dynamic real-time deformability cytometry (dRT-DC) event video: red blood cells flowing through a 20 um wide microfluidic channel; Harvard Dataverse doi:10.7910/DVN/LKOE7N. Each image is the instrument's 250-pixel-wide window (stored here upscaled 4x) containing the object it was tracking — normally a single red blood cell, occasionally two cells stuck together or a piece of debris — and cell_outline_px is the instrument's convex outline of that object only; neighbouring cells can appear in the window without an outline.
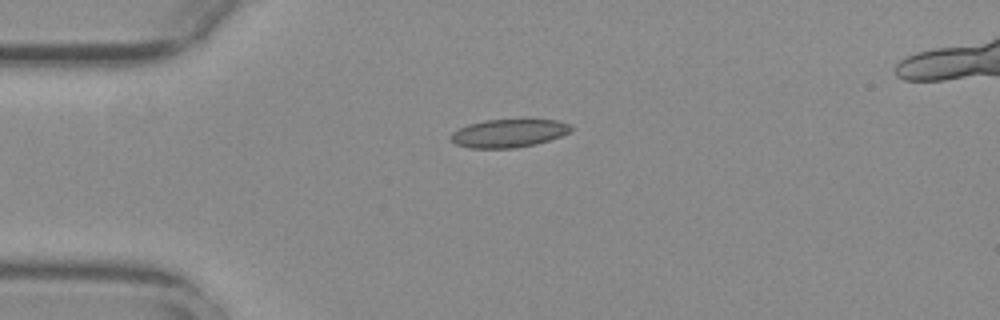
{"species": "common noctule bat (a hibernating species)", "species_latin": "Nyctalus noctula", "temperature_condition": "warm", "stored_images_in_passage": 42, "camera_frame_rate_fps": 3000, "um_per_image_px": 0.085, "animal": {"sex": "female", "body_mass_g": 29.2, "forearm_length_mm": 56.3}, "frame": {"image": 1, "passage_image": 1, "time_ms": 0.0, "image_size_px": [1000, 320], "cell_outline_px": [[572, 132], [536, 144], [516, 148], [472, 148], [456, 144], [448, 136], [452, 132], [468, 124], [484, 120], [524, 116], [556, 120], [572, 124]], "centroid_in_image_um": [43.3, 11.26], "position_along_channel_um": 41.7, "area_um2": 20.75}}
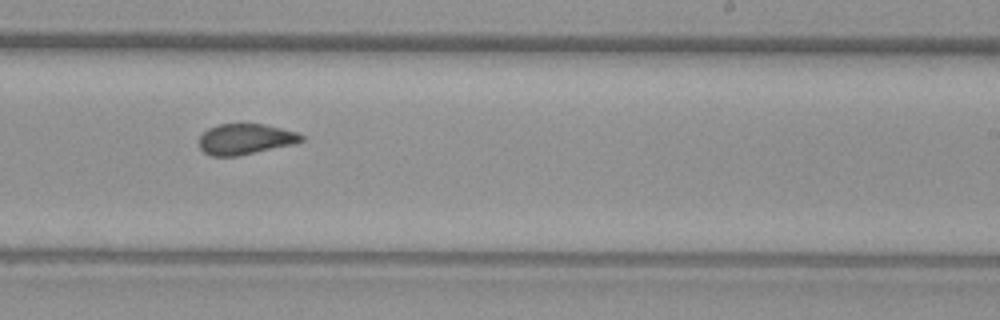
{"frame": {"image": 2, "passage_image": 21, "time_ms": 6.667, "image_size_px": [1000, 320], "cell_outline_px": [[304, 140], [292, 144], [236, 156], [212, 156], [204, 152], [200, 148], [200, 136], [208, 128], [216, 124], [264, 124], [296, 132], [304, 136]], "centroid_in_image_um": [20.83, 11.81], "position_along_channel_um": 268.2, "area_um2": 18.03}}
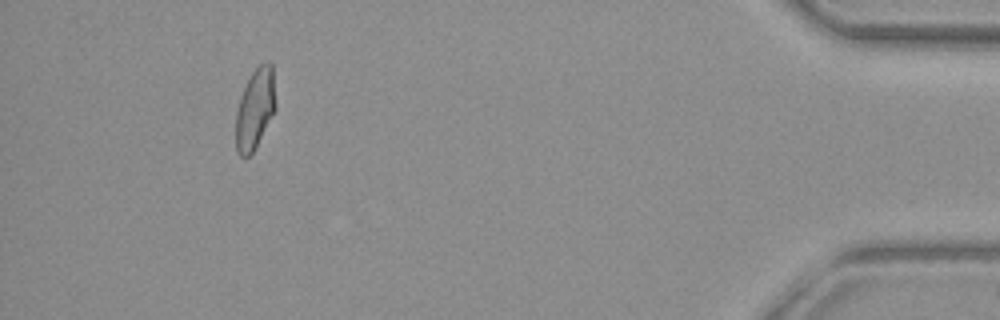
{"frame": {"image": 3, "passage_image": 38, "time_ms": 12.333, "image_size_px": [1000, 320], "cell_outline_px": [[276, 108], [252, 152], [248, 156], [240, 156], [236, 148], [236, 112], [240, 96], [252, 72], [264, 60], [268, 60], [272, 64], [276, 104]], "centroid_in_image_um": [21.68, 9.19], "position_along_channel_um": 413.5, "area_um2": 18.44}, "authors_computed_cell_mechanics": {"area_um2": 18.9873, "velocity_mm_per_s": 3.767, "shape_relaxation_time_tau1_ms": null, "shape_relaxation_time_tau2_ms": 1.4792, "deformation_change_tau1": null, "deformation_change_tau2": 0.0686}}